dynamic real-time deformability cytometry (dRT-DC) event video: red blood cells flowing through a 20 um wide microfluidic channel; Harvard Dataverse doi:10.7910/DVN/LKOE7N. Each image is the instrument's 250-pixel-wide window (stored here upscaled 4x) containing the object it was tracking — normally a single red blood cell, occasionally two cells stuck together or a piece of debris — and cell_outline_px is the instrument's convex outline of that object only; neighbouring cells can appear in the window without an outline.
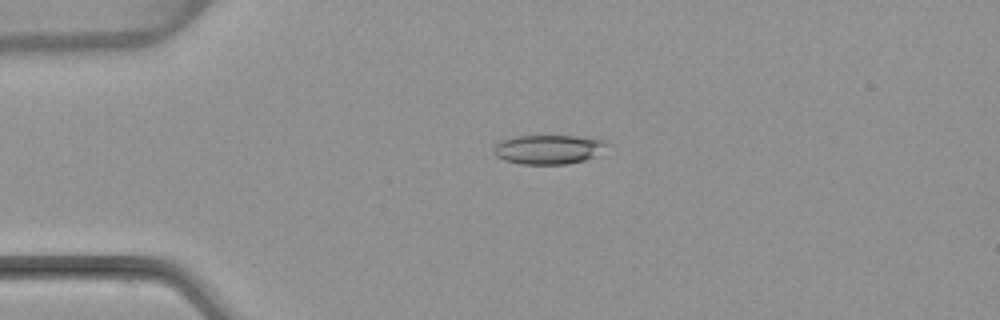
{"species": "common noctule bat (a hibernating species)", "species_latin": "Nyctalus noctula", "temperature_condition": "warm", "stored_images_in_passage": 5, "camera_frame_rate_fps": 3000, "um_per_image_px": 0.085, "animal": {"sex": "female", "body_mass_g": 22.7, "forearm_length_mm": 54.2}, "frame": {"image": 1, "passage_image": 3, "time_ms": 2.333, "image_size_px": [1000, 320], "cell_outline_px": [[608, 144], [592, 156], [584, 160], [564, 164], [520, 164], [504, 160], [496, 156], [492, 148], [500, 140], [516, 136], [572, 136], [604, 140]], "centroid_in_image_um": [46.52, 12.69], "position_along_channel_um": 38.5, "area_um2": 18.96}}